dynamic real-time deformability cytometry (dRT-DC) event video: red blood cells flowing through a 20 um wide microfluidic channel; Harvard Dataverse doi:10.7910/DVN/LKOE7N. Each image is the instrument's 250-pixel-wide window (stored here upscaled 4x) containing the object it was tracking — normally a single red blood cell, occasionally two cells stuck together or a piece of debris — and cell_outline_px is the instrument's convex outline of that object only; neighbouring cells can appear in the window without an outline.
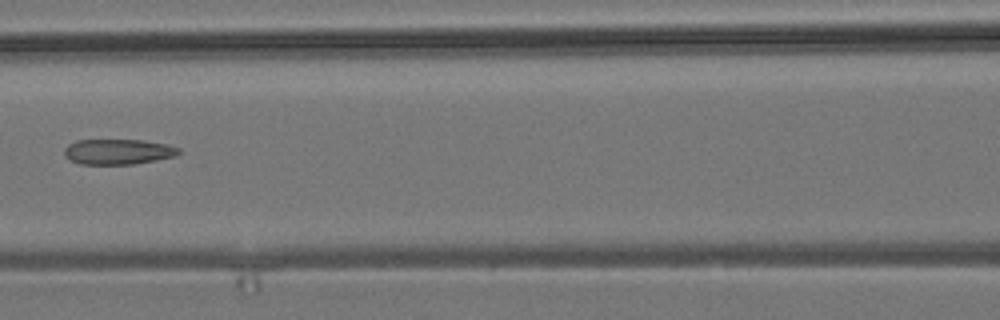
{"species": "common noctule bat (a hibernating species)", "species_latin": "Nyctalus noctula", "temperature_condition": "room temperature", "stored_images_in_passage": 7, "camera_frame_rate_fps": 3000, "um_per_image_px": 0.085, "animal": {"sex": "male", "body_mass_g": 19.2, "forearm_length_mm": 51.8}, "frame": {"image": 1, "passage_image": 6, "time_ms": 6.0, "image_size_px": [1000, 320], "cell_outline_px": [[180, 152], [176, 156], [156, 160], [132, 164], [80, 164], [68, 160], [64, 156], [64, 148], [68, 144], [76, 140], [144, 140], [168, 144], [180, 148]], "centroid_in_image_um": [10.02, 12.89], "position_along_channel_um": 156.6, "area_um2": 17.11}}
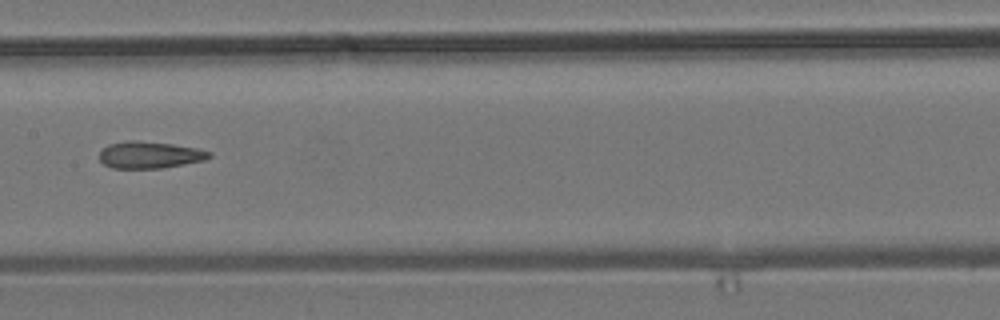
{"frame": {"image": 2, "passage_image": 7, "time_ms": 7.0, "image_size_px": [1000, 320], "cell_outline_px": [[212, 156], [204, 160], [164, 168], [112, 168], [104, 164], [100, 160], [100, 152], [108, 144], [128, 140], [136, 140], [172, 144], [196, 148], [212, 152]], "centroid_in_image_um": [12.73, 13.16], "position_along_channel_um": 194.7, "area_um2": 17.17}}